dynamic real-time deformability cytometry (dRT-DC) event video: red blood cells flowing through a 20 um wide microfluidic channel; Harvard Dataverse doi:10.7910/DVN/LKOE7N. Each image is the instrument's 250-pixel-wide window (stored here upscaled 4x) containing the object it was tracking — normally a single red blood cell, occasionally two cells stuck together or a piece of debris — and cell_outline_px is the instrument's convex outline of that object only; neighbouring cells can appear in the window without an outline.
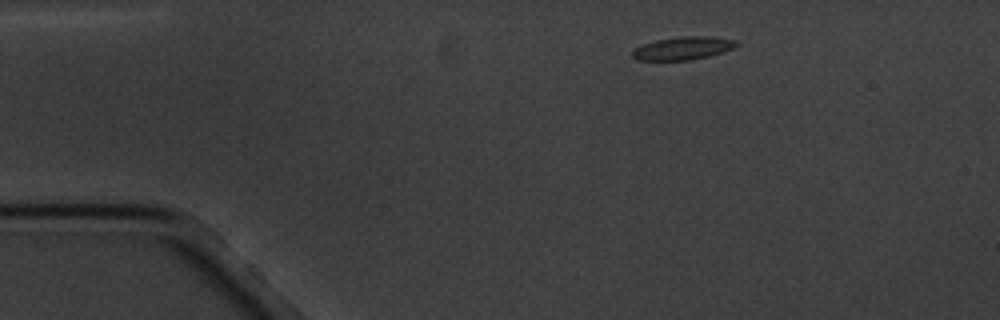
{"species": "common noctule bat (a hibernating species)", "species_latin": "Nyctalus noctula", "temperature_condition": "cold", "stored_images_in_passage": 4, "camera_frame_rate_fps": 3000, "um_per_image_px": 0.085, "animal": {"sex": "male", "body_mass_g": 20.1, "forearm_length_mm": 53.5}, "frame": {"image": 1, "passage_image": 2, "time_ms": 1.0, "image_size_px": [1000, 320], "cell_outline_px": [[740, 44], [732, 48], [708, 56], [692, 60], [636, 60], [632, 56], [632, 52], [636, 48], [644, 44], [656, 40], [680, 36], [712, 36], [736, 40]], "centroid_in_image_um": [58.06, 4.09], "position_along_channel_um": 26.9, "area_um2": 13.87}}